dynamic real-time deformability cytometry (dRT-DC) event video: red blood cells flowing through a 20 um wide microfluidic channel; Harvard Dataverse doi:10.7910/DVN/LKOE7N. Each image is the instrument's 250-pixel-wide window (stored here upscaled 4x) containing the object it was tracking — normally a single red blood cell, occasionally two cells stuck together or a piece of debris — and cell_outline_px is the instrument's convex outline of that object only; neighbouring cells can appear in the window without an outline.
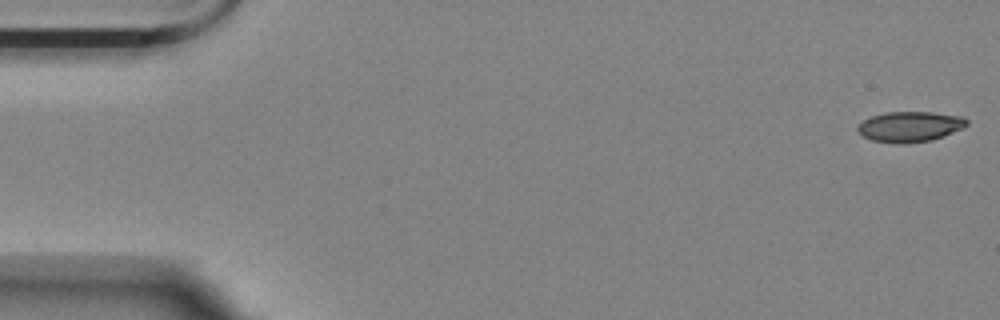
{"species": "Egyptian fruit bat (a non-hibernating species)", "species_latin": "Rousettus aegyptiacus", "temperature_condition": "room temperature", "stored_images_in_passage": 56, "camera_frame_rate_fps": 3000, "um_per_image_px": 0.085, "animal": {"sex": "female"}, "frame": {"image": 1, "passage_image": 1, "time_ms": 0.0, "image_size_px": [1000, 320], "cell_outline_px": [[968, 124], [944, 136], [932, 140], [904, 144], [896, 144], [872, 140], [864, 136], [856, 128], [864, 120], [872, 116], [888, 112], [932, 112], [964, 116], [968, 120]], "centroid_in_image_um": [77.37, 10.76], "position_along_channel_um": 7.6, "area_um2": 19.25}}
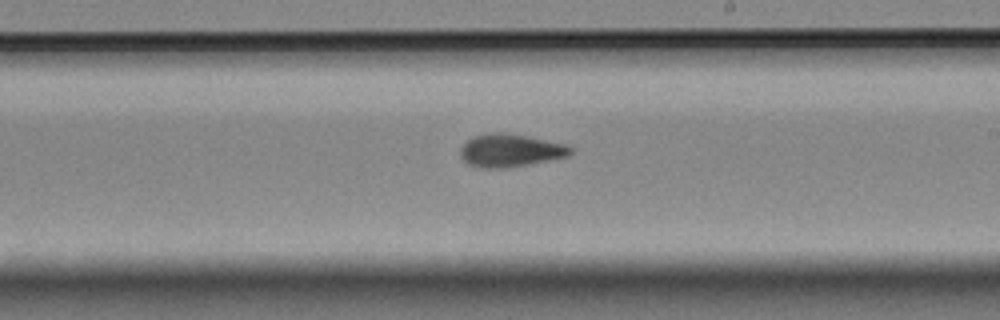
{"frame": {"image": 2, "passage_image": 32, "time_ms": 10.333, "image_size_px": [1000, 320], "cell_outline_px": [[572, 152], [568, 156], [524, 164], [500, 168], [480, 168], [468, 164], [460, 156], [460, 148], [468, 140], [476, 136], [492, 132], [500, 132], [528, 136], [568, 144], [572, 148]], "centroid_in_image_um": [43.37, 12.77], "position_along_channel_um": 245.6, "area_um2": 20.81}}
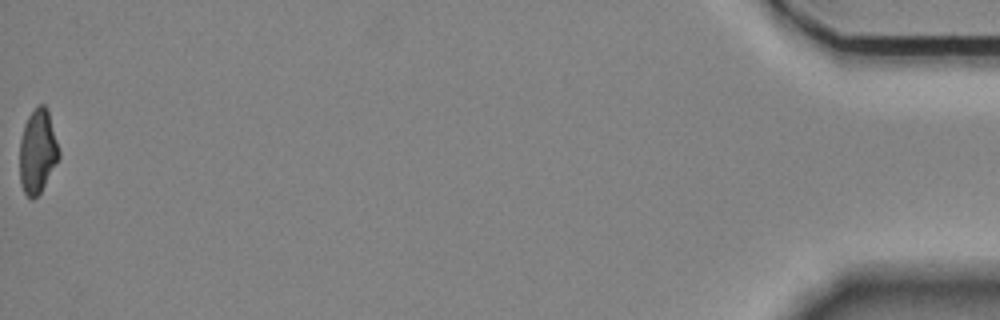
{"frame": {"image": 3, "passage_image": 56, "time_ms": 18.333, "image_size_px": [1000, 320], "cell_outline_px": [[60, 156], [40, 192], [32, 200], [24, 192], [20, 184], [20, 140], [24, 124], [28, 116], [40, 104], [44, 104], [48, 108], [60, 152]], "centroid_in_image_um": [3.19, 12.85], "position_along_channel_um": 432.0, "area_um2": 19.07}, "authors_computed_cell_mechanics": {"area_um2": 20.23, "velocity_mm_per_s": 3.5624, "shape_relaxation_time_tau1_ms": 9.1268, "shape_relaxation_time_tau2_ms": 2.6085, "deformation_change_tau1": 0.1907, "deformation_change_tau2": 0.074}}